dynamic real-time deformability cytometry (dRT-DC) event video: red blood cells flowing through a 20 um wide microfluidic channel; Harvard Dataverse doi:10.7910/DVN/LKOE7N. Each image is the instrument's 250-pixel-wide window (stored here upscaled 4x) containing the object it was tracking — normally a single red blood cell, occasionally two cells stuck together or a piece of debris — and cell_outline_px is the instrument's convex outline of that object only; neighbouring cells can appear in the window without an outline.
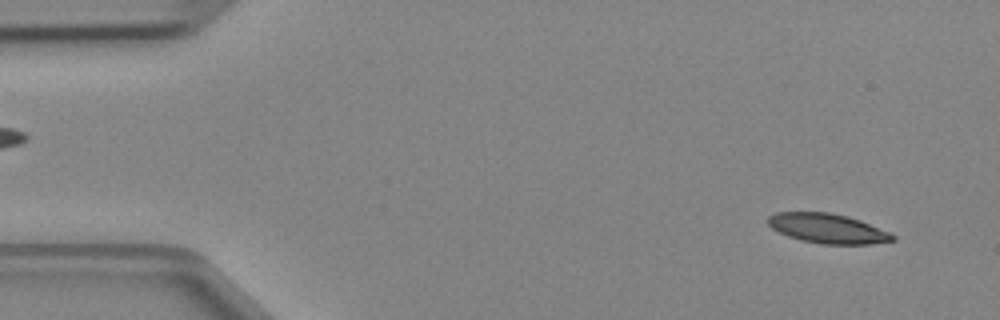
{"species": "Egyptian fruit bat (a non-hibernating species)", "species_latin": "Rousettus aegyptiacus", "temperature_condition": "cold", "stored_images_in_passage": 47, "camera_frame_rate_fps": 3000, "um_per_image_px": 0.085, "animal": {"sex": "female"}, "frame": {"image": 1, "passage_image": 3, "time_ms": 0.667, "image_size_px": [1000, 320], "cell_outline_px": [[896, 240], [868, 244], [820, 244], [800, 240], [788, 236], [772, 228], [768, 224], [768, 216], [776, 212], [828, 212], [848, 216], [860, 220], [888, 232], [896, 236]], "centroid_in_image_um": [70.33, 19.42], "position_along_channel_um": 14.7, "area_um2": 21.44}}
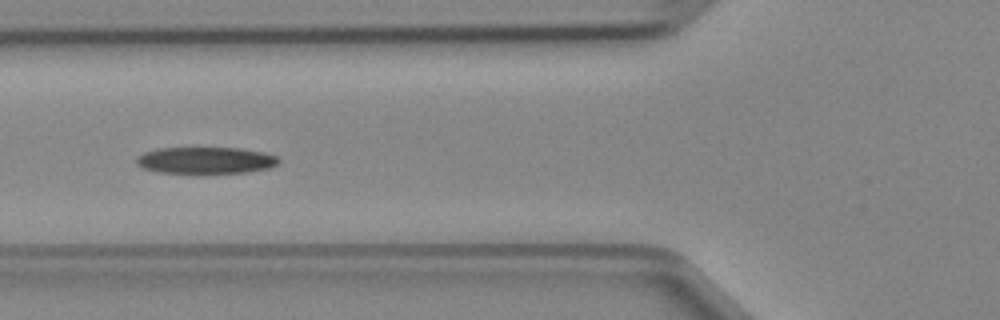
{"frame": {"image": 2, "passage_image": 17, "time_ms": 5.333, "image_size_px": [1000, 320], "cell_outline_px": [[280, 160], [272, 168], [248, 172], [156, 172], [140, 168], [136, 164], [136, 156], [144, 152], [160, 148], [240, 148], [264, 152], [276, 156]], "centroid_in_image_um": [17.46, 13.62], "position_along_channel_um": 108.3, "area_um2": 22.02}}
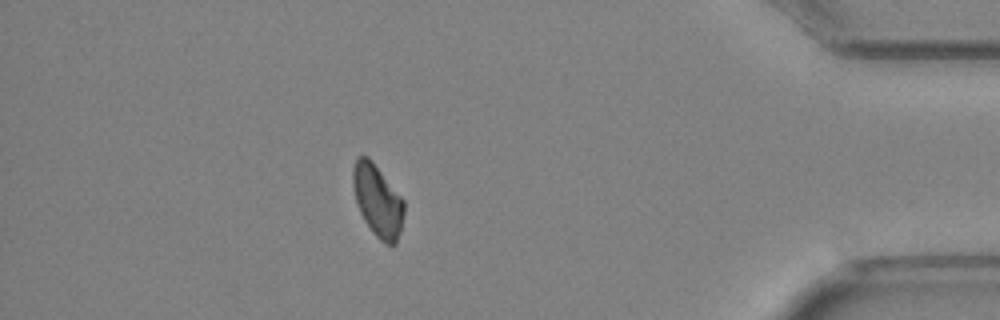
{"frame": {"image": 3, "passage_image": 41, "time_ms": 13.333, "image_size_px": [1000, 320], "cell_outline_px": [[404, 212], [400, 232], [396, 244], [384, 244], [372, 232], [364, 220], [360, 212], [356, 200], [352, 184], [352, 168], [356, 156], [368, 156], [372, 160], [404, 200]], "centroid_in_image_um": [32.09, 17.04], "position_along_channel_um": 403.1, "area_um2": 21.5}}